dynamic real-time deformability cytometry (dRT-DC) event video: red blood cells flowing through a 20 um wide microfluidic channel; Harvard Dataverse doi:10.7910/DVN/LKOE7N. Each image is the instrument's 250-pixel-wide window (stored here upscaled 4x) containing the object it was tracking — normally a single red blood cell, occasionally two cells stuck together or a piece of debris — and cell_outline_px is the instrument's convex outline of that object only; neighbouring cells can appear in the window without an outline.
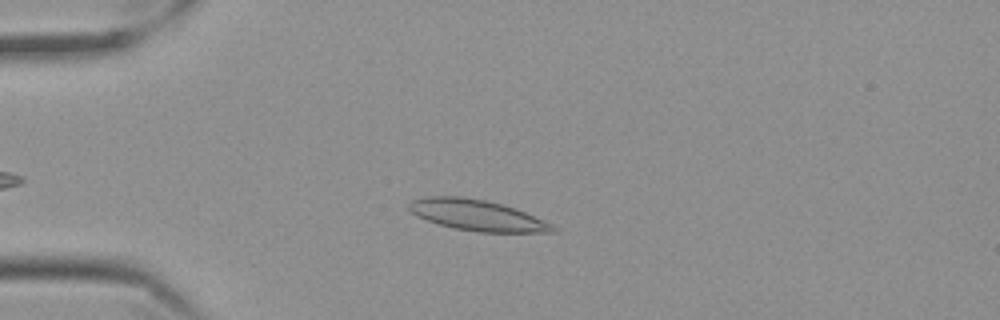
{"species": "Egyptian fruit bat (a non-hibernating species)", "species_latin": "Rousettus aegyptiacus", "temperature_condition": "cold", "stored_images_in_passage": 42, "camera_frame_rate_fps": 3000, "um_per_image_px": 0.085, "frame": {"image": 1, "passage_image": 12, "time_ms": 3.667, "image_size_px": [1000, 320], "cell_outline_px": [[556, 232], [476, 232], [452, 228], [416, 216], [408, 208], [408, 204], [412, 200], [424, 196], [460, 196], [484, 200], [516, 208], [544, 220], [552, 224], [556, 228]], "centroid_in_image_um": [40.54, 18.29], "position_along_channel_um": 44.5, "area_um2": 25.84}}
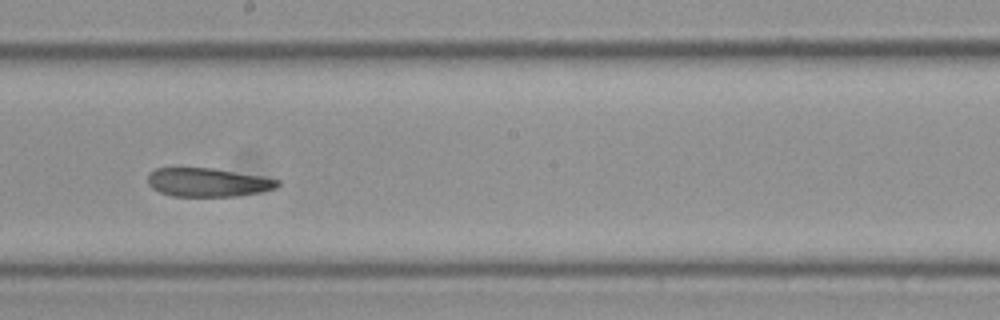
{"frame": {"image": 2, "passage_image": 30, "time_ms": 9.667, "image_size_px": [1000, 320], "cell_outline_px": [[280, 184], [276, 188], [260, 192], [236, 196], [172, 196], [160, 192], [152, 188], [148, 184], [148, 172], [156, 168], [212, 168], [260, 176], [280, 180]], "centroid_in_image_um": [17.65, 15.5], "position_along_channel_um": 230.6, "area_um2": 21.62}}
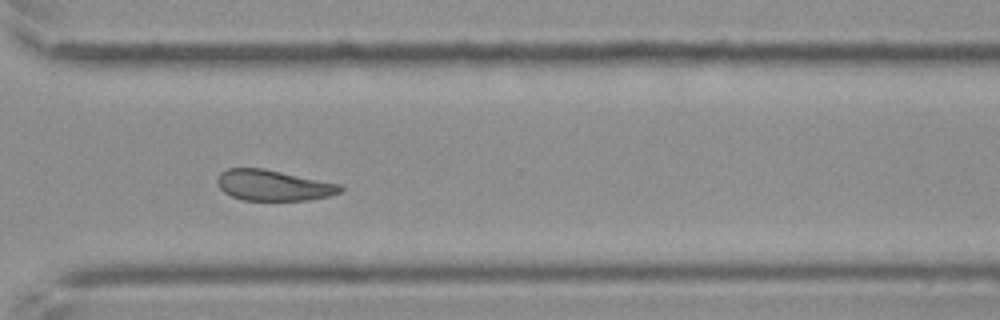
{"frame": {"image": 3, "passage_image": 40, "time_ms": 13.0, "image_size_px": [1000, 320], "cell_outline_px": [[344, 188], [340, 192], [328, 196], [308, 200], [244, 200], [232, 196], [224, 192], [220, 188], [216, 180], [216, 176], [220, 172], [228, 168], [264, 168], [344, 184]], "centroid_in_image_um": [23.26, 15.74], "position_along_channel_um": 347.3, "area_um2": 22.31}, "authors_computed_cell_mechanics": {"area_um2": 23.7269, "velocity_mm_per_s": 3.5051, "shape_relaxation_time_tau1_ms": 11.3309, "shape_relaxation_time_tau2_ms": 2.3486, "deformation_change_tau1": 0.1667, "deformation_change_tau2": 0.0575}}